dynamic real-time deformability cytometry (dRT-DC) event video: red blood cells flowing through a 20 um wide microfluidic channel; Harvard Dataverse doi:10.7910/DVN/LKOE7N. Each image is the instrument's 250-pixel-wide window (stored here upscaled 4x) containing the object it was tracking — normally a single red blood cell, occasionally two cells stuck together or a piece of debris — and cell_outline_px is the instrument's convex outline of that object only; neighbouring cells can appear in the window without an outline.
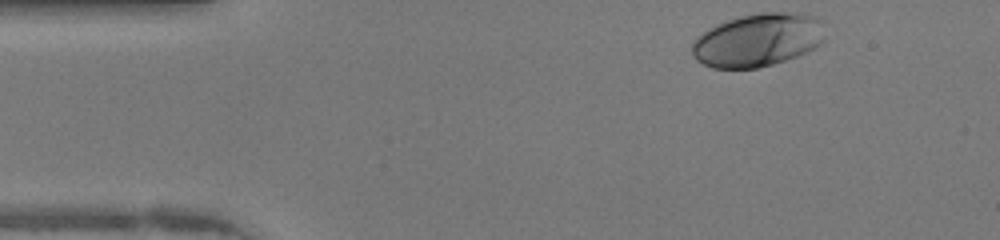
{"species": "human", "species_latin": "Homo sapiens", "temperature_condition": "warm", "stored_images_in_passage": 35, "camera_frame_rate_fps": 3000, "um_per_image_px": 0.085, "donor": {"sex": "female"}, "frame": {"image": 1, "passage_image": 1, "time_ms": 0.0, "image_size_px": [1000, 240], "cell_outline_px": [[824, 40], [816, 48], [808, 52], [772, 64], [756, 68], [712, 68], [696, 60], [692, 56], [692, 40], [708, 28], [716, 24], [740, 16], [760, 12], [804, 12], [816, 16], [820, 20], [824, 36]], "centroid_in_image_um": [64.41, 3.39], "position_along_channel_um": 20.6, "area_um2": 41.56}}
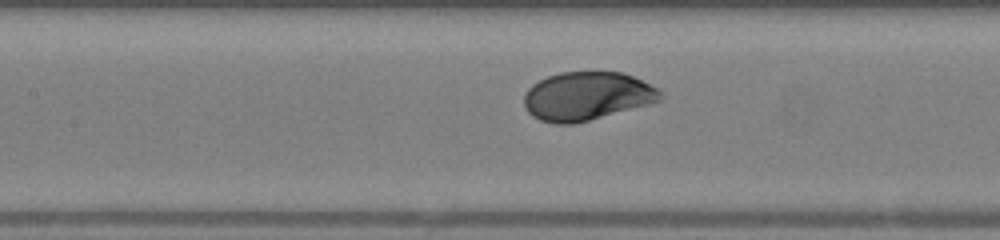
{"frame": {"image": 2, "passage_image": 16, "time_ms": 5.0, "image_size_px": [1000, 240], "cell_outline_px": [[664, 96], [660, 100], [648, 104], [588, 120], [572, 124], [556, 124], [540, 120], [532, 116], [524, 108], [524, 92], [532, 84], [548, 76], [560, 72], [620, 72], [632, 76], [656, 88]], "centroid_in_image_um": [49.82, 8.17], "position_along_channel_um": 157.6, "area_um2": 38.15}}
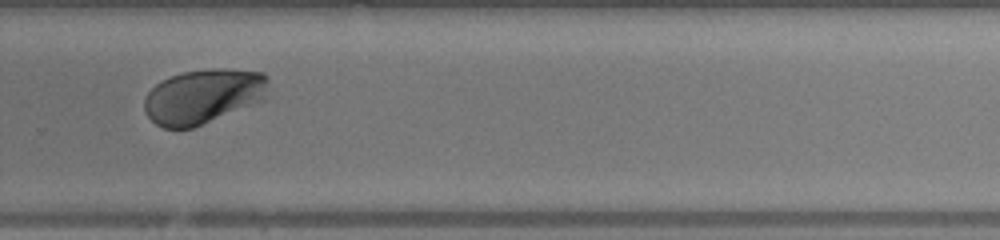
{"frame": {"image": 3, "passage_image": 27, "time_ms": 8.667, "image_size_px": [1000, 240], "cell_outline_px": [[268, 80], [264, 100], [192, 128], [164, 128], [156, 124], [148, 116], [144, 108], [144, 100], [148, 92], [160, 80], [184, 72], [212, 68], [224, 68], [264, 72], [268, 76]], "centroid_in_image_um": [17.28, 8.17], "position_along_channel_um": 312.5, "area_um2": 39.42}, "authors_computed_cell_mechanics": {"area_um2": 38.8416, "velocity_mm_per_s": 4.2502, "shape_relaxation_time_tau1_ms": 2.1185, "shape_relaxation_time_tau2_ms": null, "deformation_change_tau1": 0.1534, "deformation_change_tau2": null}}